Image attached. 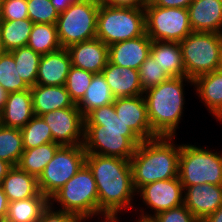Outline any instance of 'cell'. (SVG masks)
<instances>
[{
    "instance_id": "obj_23",
    "label": "cell",
    "mask_w": 222,
    "mask_h": 222,
    "mask_svg": "<svg viewBox=\"0 0 222 222\" xmlns=\"http://www.w3.org/2000/svg\"><path fill=\"white\" fill-rule=\"evenodd\" d=\"M0 186L7 196L8 202L45 196L39 190L37 177L21 170L18 166H13L8 171Z\"/></svg>"
},
{
    "instance_id": "obj_14",
    "label": "cell",
    "mask_w": 222,
    "mask_h": 222,
    "mask_svg": "<svg viewBox=\"0 0 222 222\" xmlns=\"http://www.w3.org/2000/svg\"><path fill=\"white\" fill-rule=\"evenodd\" d=\"M113 104L118 118L142 141L158 137L151 128L143 95L115 98Z\"/></svg>"
},
{
    "instance_id": "obj_8",
    "label": "cell",
    "mask_w": 222,
    "mask_h": 222,
    "mask_svg": "<svg viewBox=\"0 0 222 222\" xmlns=\"http://www.w3.org/2000/svg\"><path fill=\"white\" fill-rule=\"evenodd\" d=\"M99 7L98 0H81L59 13L56 27L62 48L96 38Z\"/></svg>"
},
{
    "instance_id": "obj_16",
    "label": "cell",
    "mask_w": 222,
    "mask_h": 222,
    "mask_svg": "<svg viewBox=\"0 0 222 222\" xmlns=\"http://www.w3.org/2000/svg\"><path fill=\"white\" fill-rule=\"evenodd\" d=\"M186 189L183 204L200 222L222 206V185L206 183Z\"/></svg>"
},
{
    "instance_id": "obj_34",
    "label": "cell",
    "mask_w": 222,
    "mask_h": 222,
    "mask_svg": "<svg viewBox=\"0 0 222 222\" xmlns=\"http://www.w3.org/2000/svg\"><path fill=\"white\" fill-rule=\"evenodd\" d=\"M0 85L8 93L30 89L19 76L14 57L10 51H5L0 55Z\"/></svg>"
},
{
    "instance_id": "obj_9",
    "label": "cell",
    "mask_w": 222,
    "mask_h": 222,
    "mask_svg": "<svg viewBox=\"0 0 222 222\" xmlns=\"http://www.w3.org/2000/svg\"><path fill=\"white\" fill-rule=\"evenodd\" d=\"M179 179L183 189L206 183L222 185V154L191 144L181 145Z\"/></svg>"
},
{
    "instance_id": "obj_50",
    "label": "cell",
    "mask_w": 222,
    "mask_h": 222,
    "mask_svg": "<svg viewBox=\"0 0 222 222\" xmlns=\"http://www.w3.org/2000/svg\"><path fill=\"white\" fill-rule=\"evenodd\" d=\"M220 69L222 70V56H221V66H220Z\"/></svg>"
},
{
    "instance_id": "obj_48",
    "label": "cell",
    "mask_w": 222,
    "mask_h": 222,
    "mask_svg": "<svg viewBox=\"0 0 222 222\" xmlns=\"http://www.w3.org/2000/svg\"><path fill=\"white\" fill-rule=\"evenodd\" d=\"M117 216H105L104 222H119Z\"/></svg>"
},
{
    "instance_id": "obj_20",
    "label": "cell",
    "mask_w": 222,
    "mask_h": 222,
    "mask_svg": "<svg viewBox=\"0 0 222 222\" xmlns=\"http://www.w3.org/2000/svg\"><path fill=\"white\" fill-rule=\"evenodd\" d=\"M33 116L31 90L10 92L0 112V125L22 129Z\"/></svg>"
},
{
    "instance_id": "obj_31",
    "label": "cell",
    "mask_w": 222,
    "mask_h": 222,
    "mask_svg": "<svg viewBox=\"0 0 222 222\" xmlns=\"http://www.w3.org/2000/svg\"><path fill=\"white\" fill-rule=\"evenodd\" d=\"M14 57L19 76L31 88L36 85L41 54L25 46L10 51Z\"/></svg>"
},
{
    "instance_id": "obj_15",
    "label": "cell",
    "mask_w": 222,
    "mask_h": 222,
    "mask_svg": "<svg viewBox=\"0 0 222 222\" xmlns=\"http://www.w3.org/2000/svg\"><path fill=\"white\" fill-rule=\"evenodd\" d=\"M151 38L144 33L134 39L113 43L108 46V61L112 64L139 70L150 55Z\"/></svg>"
},
{
    "instance_id": "obj_47",
    "label": "cell",
    "mask_w": 222,
    "mask_h": 222,
    "mask_svg": "<svg viewBox=\"0 0 222 222\" xmlns=\"http://www.w3.org/2000/svg\"><path fill=\"white\" fill-rule=\"evenodd\" d=\"M8 92L0 85V112L2 111L7 99Z\"/></svg>"
},
{
    "instance_id": "obj_19",
    "label": "cell",
    "mask_w": 222,
    "mask_h": 222,
    "mask_svg": "<svg viewBox=\"0 0 222 222\" xmlns=\"http://www.w3.org/2000/svg\"><path fill=\"white\" fill-rule=\"evenodd\" d=\"M188 12L192 31L222 34V0H193Z\"/></svg>"
},
{
    "instance_id": "obj_32",
    "label": "cell",
    "mask_w": 222,
    "mask_h": 222,
    "mask_svg": "<svg viewBox=\"0 0 222 222\" xmlns=\"http://www.w3.org/2000/svg\"><path fill=\"white\" fill-rule=\"evenodd\" d=\"M23 151L20 129L0 125V159L17 166Z\"/></svg>"
},
{
    "instance_id": "obj_30",
    "label": "cell",
    "mask_w": 222,
    "mask_h": 222,
    "mask_svg": "<svg viewBox=\"0 0 222 222\" xmlns=\"http://www.w3.org/2000/svg\"><path fill=\"white\" fill-rule=\"evenodd\" d=\"M27 47L41 55L61 49L56 24L33 23Z\"/></svg>"
},
{
    "instance_id": "obj_12",
    "label": "cell",
    "mask_w": 222,
    "mask_h": 222,
    "mask_svg": "<svg viewBox=\"0 0 222 222\" xmlns=\"http://www.w3.org/2000/svg\"><path fill=\"white\" fill-rule=\"evenodd\" d=\"M41 117L49 126L55 143L61 146H75L84 143V116L76 104L73 107L45 113Z\"/></svg>"
},
{
    "instance_id": "obj_26",
    "label": "cell",
    "mask_w": 222,
    "mask_h": 222,
    "mask_svg": "<svg viewBox=\"0 0 222 222\" xmlns=\"http://www.w3.org/2000/svg\"><path fill=\"white\" fill-rule=\"evenodd\" d=\"M115 96L110 91L102 73L94 74L82 99L76 104L85 117L95 108L114 103Z\"/></svg>"
},
{
    "instance_id": "obj_24",
    "label": "cell",
    "mask_w": 222,
    "mask_h": 222,
    "mask_svg": "<svg viewBox=\"0 0 222 222\" xmlns=\"http://www.w3.org/2000/svg\"><path fill=\"white\" fill-rule=\"evenodd\" d=\"M199 97L216 119L222 121V70L217 69L193 80Z\"/></svg>"
},
{
    "instance_id": "obj_2",
    "label": "cell",
    "mask_w": 222,
    "mask_h": 222,
    "mask_svg": "<svg viewBox=\"0 0 222 222\" xmlns=\"http://www.w3.org/2000/svg\"><path fill=\"white\" fill-rule=\"evenodd\" d=\"M85 164L92 171L97 185L99 214L116 216L120 210L133 207L130 204L137 192L132 183L130 160L86 154Z\"/></svg>"
},
{
    "instance_id": "obj_29",
    "label": "cell",
    "mask_w": 222,
    "mask_h": 222,
    "mask_svg": "<svg viewBox=\"0 0 222 222\" xmlns=\"http://www.w3.org/2000/svg\"><path fill=\"white\" fill-rule=\"evenodd\" d=\"M33 22L22 20H0V36L5 51H12L27 46Z\"/></svg>"
},
{
    "instance_id": "obj_21",
    "label": "cell",
    "mask_w": 222,
    "mask_h": 222,
    "mask_svg": "<svg viewBox=\"0 0 222 222\" xmlns=\"http://www.w3.org/2000/svg\"><path fill=\"white\" fill-rule=\"evenodd\" d=\"M101 73L115 98L144 94L140 84L139 70L118 66L108 61Z\"/></svg>"
},
{
    "instance_id": "obj_45",
    "label": "cell",
    "mask_w": 222,
    "mask_h": 222,
    "mask_svg": "<svg viewBox=\"0 0 222 222\" xmlns=\"http://www.w3.org/2000/svg\"><path fill=\"white\" fill-rule=\"evenodd\" d=\"M201 222H222V206Z\"/></svg>"
},
{
    "instance_id": "obj_4",
    "label": "cell",
    "mask_w": 222,
    "mask_h": 222,
    "mask_svg": "<svg viewBox=\"0 0 222 222\" xmlns=\"http://www.w3.org/2000/svg\"><path fill=\"white\" fill-rule=\"evenodd\" d=\"M184 79L194 84L193 80L186 76L170 77L163 83L144 91L148 118L157 136H175L183 113Z\"/></svg>"
},
{
    "instance_id": "obj_10",
    "label": "cell",
    "mask_w": 222,
    "mask_h": 222,
    "mask_svg": "<svg viewBox=\"0 0 222 222\" xmlns=\"http://www.w3.org/2000/svg\"><path fill=\"white\" fill-rule=\"evenodd\" d=\"M144 11L145 33L152 41L181 42L193 32L186 8H163L148 2Z\"/></svg>"
},
{
    "instance_id": "obj_7",
    "label": "cell",
    "mask_w": 222,
    "mask_h": 222,
    "mask_svg": "<svg viewBox=\"0 0 222 222\" xmlns=\"http://www.w3.org/2000/svg\"><path fill=\"white\" fill-rule=\"evenodd\" d=\"M65 212L82 219L99 214L98 190L92 171L84 164L79 171L51 198Z\"/></svg>"
},
{
    "instance_id": "obj_28",
    "label": "cell",
    "mask_w": 222,
    "mask_h": 222,
    "mask_svg": "<svg viewBox=\"0 0 222 222\" xmlns=\"http://www.w3.org/2000/svg\"><path fill=\"white\" fill-rule=\"evenodd\" d=\"M60 147V144L51 142L25 149L17 166L38 178Z\"/></svg>"
},
{
    "instance_id": "obj_5",
    "label": "cell",
    "mask_w": 222,
    "mask_h": 222,
    "mask_svg": "<svg viewBox=\"0 0 222 222\" xmlns=\"http://www.w3.org/2000/svg\"><path fill=\"white\" fill-rule=\"evenodd\" d=\"M186 77L192 80L220 69L222 34L212 32L190 33L179 42Z\"/></svg>"
},
{
    "instance_id": "obj_36",
    "label": "cell",
    "mask_w": 222,
    "mask_h": 222,
    "mask_svg": "<svg viewBox=\"0 0 222 222\" xmlns=\"http://www.w3.org/2000/svg\"><path fill=\"white\" fill-rule=\"evenodd\" d=\"M139 78L142 89L145 91L163 83L170 77L163 71L162 67L155 62V59L149 55L140 66Z\"/></svg>"
},
{
    "instance_id": "obj_3",
    "label": "cell",
    "mask_w": 222,
    "mask_h": 222,
    "mask_svg": "<svg viewBox=\"0 0 222 222\" xmlns=\"http://www.w3.org/2000/svg\"><path fill=\"white\" fill-rule=\"evenodd\" d=\"M172 140L173 137L158 136L136 147L130 159L135 191L148 183L179 176L181 145L175 146Z\"/></svg>"
},
{
    "instance_id": "obj_27",
    "label": "cell",
    "mask_w": 222,
    "mask_h": 222,
    "mask_svg": "<svg viewBox=\"0 0 222 222\" xmlns=\"http://www.w3.org/2000/svg\"><path fill=\"white\" fill-rule=\"evenodd\" d=\"M50 200L46 196H34L8 204L5 222H37Z\"/></svg>"
},
{
    "instance_id": "obj_41",
    "label": "cell",
    "mask_w": 222,
    "mask_h": 222,
    "mask_svg": "<svg viewBox=\"0 0 222 222\" xmlns=\"http://www.w3.org/2000/svg\"><path fill=\"white\" fill-rule=\"evenodd\" d=\"M100 4L110 7L145 8L149 0H98Z\"/></svg>"
},
{
    "instance_id": "obj_17",
    "label": "cell",
    "mask_w": 222,
    "mask_h": 222,
    "mask_svg": "<svg viewBox=\"0 0 222 222\" xmlns=\"http://www.w3.org/2000/svg\"><path fill=\"white\" fill-rule=\"evenodd\" d=\"M72 66L93 74L101 73L108 62V46L98 38L70 45Z\"/></svg>"
},
{
    "instance_id": "obj_33",
    "label": "cell",
    "mask_w": 222,
    "mask_h": 222,
    "mask_svg": "<svg viewBox=\"0 0 222 222\" xmlns=\"http://www.w3.org/2000/svg\"><path fill=\"white\" fill-rule=\"evenodd\" d=\"M20 131L24 150L54 142L49 126L41 116L34 115Z\"/></svg>"
},
{
    "instance_id": "obj_39",
    "label": "cell",
    "mask_w": 222,
    "mask_h": 222,
    "mask_svg": "<svg viewBox=\"0 0 222 222\" xmlns=\"http://www.w3.org/2000/svg\"><path fill=\"white\" fill-rule=\"evenodd\" d=\"M149 222H200L183 204L155 215Z\"/></svg>"
},
{
    "instance_id": "obj_38",
    "label": "cell",
    "mask_w": 222,
    "mask_h": 222,
    "mask_svg": "<svg viewBox=\"0 0 222 222\" xmlns=\"http://www.w3.org/2000/svg\"><path fill=\"white\" fill-rule=\"evenodd\" d=\"M27 0H3L0 8V20L27 19Z\"/></svg>"
},
{
    "instance_id": "obj_42",
    "label": "cell",
    "mask_w": 222,
    "mask_h": 222,
    "mask_svg": "<svg viewBox=\"0 0 222 222\" xmlns=\"http://www.w3.org/2000/svg\"><path fill=\"white\" fill-rule=\"evenodd\" d=\"M193 0H149V2L154 6H160L163 8H186Z\"/></svg>"
},
{
    "instance_id": "obj_37",
    "label": "cell",
    "mask_w": 222,
    "mask_h": 222,
    "mask_svg": "<svg viewBox=\"0 0 222 222\" xmlns=\"http://www.w3.org/2000/svg\"><path fill=\"white\" fill-rule=\"evenodd\" d=\"M27 10L33 23L56 24L59 16L50 0H27Z\"/></svg>"
},
{
    "instance_id": "obj_13",
    "label": "cell",
    "mask_w": 222,
    "mask_h": 222,
    "mask_svg": "<svg viewBox=\"0 0 222 222\" xmlns=\"http://www.w3.org/2000/svg\"><path fill=\"white\" fill-rule=\"evenodd\" d=\"M137 192L138 194L140 192L143 203L155 210L154 215H144L142 212L137 222H149L158 213L183 205V192L185 191L178 176L148 183Z\"/></svg>"
},
{
    "instance_id": "obj_11",
    "label": "cell",
    "mask_w": 222,
    "mask_h": 222,
    "mask_svg": "<svg viewBox=\"0 0 222 222\" xmlns=\"http://www.w3.org/2000/svg\"><path fill=\"white\" fill-rule=\"evenodd\" d=\"M85 157L83 144L61 146L37 178L40 192L50 200L85 164Z\"/></svg>"
},
{
    "instance_id": "obj_40",
    "label": "cell",
    "mask_w": 222,
    "mask_h": 222,
    "mask_svg": "<svg viewBox=\"0 0 222 222\" xmlns=\"http://www.w3.org/2000/svg\"><path fill=\"white\" fill-rule=\"evenodd\" d=\"M53 201L44 209L40 219L37 222H82V219L72 213L65 212L63 210H52Z\"/></svg>"
},
{
    "instance_id": "obj_25",
    "label": "cell",
    "mask_w": 222,
    "mask_h": 222,
    "mask_svg": "<svg viewBox=\"0 0 222 222\" xmlns=\"http://www.w3.org/2000/svg\"><path fill=\"white\" fill-rule=\"evenodd\" d=\"M150 55L169 77L186 76L179 42L152 41Z\"/></svg>"
},
{
    "instance_id": "obj_6",
    "label": "cell",
    "mask_w": 222,
    "mask_h": 222,
    "mask_svg": "<svg viewBox=\"0 0 222 222\" xmlns=\"http://www.w3.org/2000/svg\"><path fill=\"white\" fill-rule=\"evenodd\" d=\"M144 33V8L110 7L100 4L96 38L107 46L137 38Z\"/></svg>"
},
{
    "instance_id": "obj_18",
    "label": "cell",
    "mask_w": 222,
    "mask_h": 222,
    "mask_svg": "<svg viewBox=\"0 0 222 222\" xmlns=\"http://www.w3.org/2000/svg\"><path fill=\"white\" fill-rule=\"evenodd\" d=\"M71 66V57L67 48H61L55 52L42 55L36 84L46 86L65 85Z\"/></svg>"
},
{
    "instance_id": "obj_46",
    "label": "cell",
    "mask_w": 222,
    "mask_h": 222,
    "mask_svg": "<svg viewBox=\"0 0 222 222\" xmlns=\"http://www.w3.org/2000/svg\"><path fill=\"white\" fill-rule=\"evenodd\" d=\"M13 166L9 164L8 162L0 159V184L4 177L7 175L8 171L12 168Z\"/></svg>"
},
{
    "instance_id": "obj_43",
    "label": "cell",
    "mask_w": 222,
    "mask_h": 222,
    "mask_svg": "<svg viewBox=\"0 0 222 222\" xmlns=\"http://www.w3.org/2000/svg\"><path fill=\"white\" fill-rule=\"evenodd\" d=\"M8 199L0 186V222H5L8 211Z\"/></svg>"
},
{
    "instance_id": "obj_35",
    "label": "cell",
    "mask_w": 222,
    "mask_h": 222,
    "mask_svg": "<svg viewBox=\"0 0 222 222\" xmlns=\"http://www.w3.org/2000/svg\"><path fill=\"white\" fill-rule=\"evenodd\" d=\"M93 73L74 66L70 67L65 87L71 99L77 104L84 96L93 78Z\"/></svg>"
},
{
    "instance_id": "obj_22",
    "label": "cell",
    "mask_w": 222,
    "mask_h": 222,
    "mask_svg": "<svg viewBox=\"0 0 222 222\" xmlns=\"http://www.w3.org/2000/svg\"><path fill=\"white\" fill-rule=\"evenodd\" d=\"M30 90L34 115L41 116L54 110L73 107L75 105L65 85L46 86L36 84Z\"/></svg>"
},
{
    "instance_id": "obj_1",
    "label": "cell",
    "mask_w": 222,
    "mask_h": 222,
    "mask_svg": "<svg viewBox=\"0 0 222 222\" xmlns=\"http://www.w3.org/2000/svg\"><path fill=\"white\" fill-rule=\"evenodd\" d=\"M86 154L130 160L142 140L118 118L114 104L98 107L85 117Z\"/></svg>"
},
{
    "instance_id": "obj_49",
    "label": "cell",
    "mask_w": 222,
    "mask_h": 222,
    "mask_svg": "<svg viewBox=\"0 0 222 222\" xmlns=\"http://www.w3.org/2000/svg\"><path fill=\"white\" fill-rule=\"evenodd\" d=\"M4 52H5V50H4V48H3L2 40H1V36H0V55H1L2 53H4Z\"/></svg>"
},
{
    "instance_id": "obj_44",
    "label": "cell",
    "mask_w": 222,
    "mask_h": 222,
    "mask_svg": "<svg viewBox=\"0 0 222 222\" xmlns=\"http://www.w3.org/2000/svg\"><path fill=\"white\" fill-rule=\"evenodd\" d=\"M77 1L81 0H50L51 4L59 13L63 12L70 4Z\"/></svg>"
}]
</instances>
